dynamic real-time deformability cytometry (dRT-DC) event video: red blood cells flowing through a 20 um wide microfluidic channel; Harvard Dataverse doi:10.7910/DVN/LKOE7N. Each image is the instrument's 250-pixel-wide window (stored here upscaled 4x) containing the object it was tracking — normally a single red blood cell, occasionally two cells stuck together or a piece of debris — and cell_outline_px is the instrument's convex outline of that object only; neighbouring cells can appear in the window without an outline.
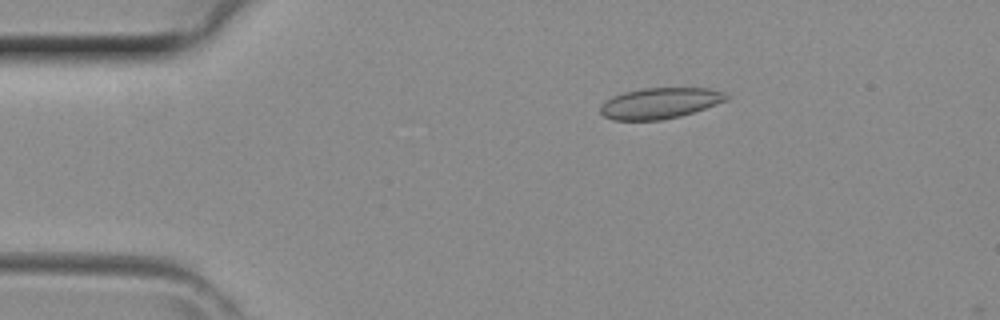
{"species": "common noctule bat (a hibernating species)", "species_latin": "Nyctalus noctula", "temperature_condition": "room temperature", "stored_images_in_passage": 3, "camera_frame_rate_fps": 3000, "um_per_image_px": 0.085, "animal": {"sex": "female", "body_mass_g": 29.2, "forearm_length_mm": 56.3}, "frame": {"image": 1, "passage_image": 1, "time_ms": 0.0, "image_size_px": [1000, 320], "cell_outline_px": [[732, 96], [728, 100], [680, 116], [660, 120], [612, 120], [604, 116], [600, 112], [600, 104], [612, 96], [624, 92], [644, 88], [708, 88], [724, 92]], "centroid_in_image_um": [56.08, 8.76], "position_along_channel_um": 28.9, "area_um2": 22.72}}